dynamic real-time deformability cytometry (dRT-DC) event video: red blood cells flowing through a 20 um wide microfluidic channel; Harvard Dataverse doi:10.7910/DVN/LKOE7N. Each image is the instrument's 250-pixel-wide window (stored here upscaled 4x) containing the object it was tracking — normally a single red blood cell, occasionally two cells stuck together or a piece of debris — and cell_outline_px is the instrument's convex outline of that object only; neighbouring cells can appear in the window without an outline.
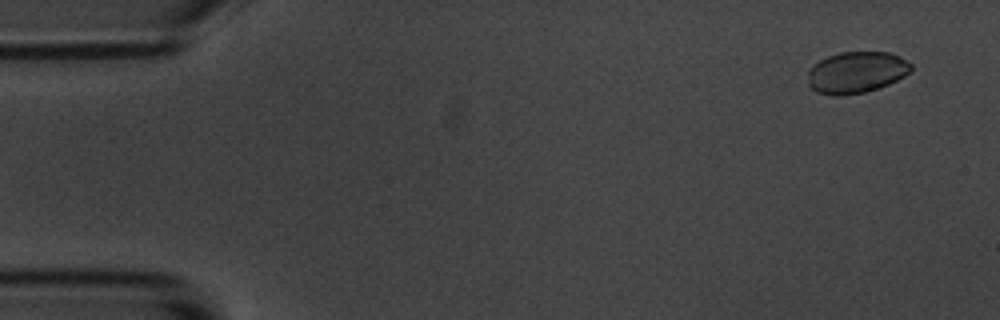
{"species": "common noctule bat (a hibernating species)", "species_latin": "Nyctalus noctula", "temperature_condition": "room temperature", "stored_images_in_passage": 4, "camera_frame_rate_fps": 3000, "um_per_image_px": 0.085, "animal": {"sex": "male", "body_mass_g": 20.1, "forearm_length_mm": 53.5}, "frame": {"image": 1, "passage_image": 2, "time_ms": 1.0, "image_size_px": [1000, 320], "cell_outline_px": [[912, 68], [904, 76], [888, 84], [864, 92], [836, 96], [816, 92], [808, 84], [808, 68], [812, 64], [828, 56], [840, 52], [888, 52], [900, 56], [912, 64]], "centroid_in_image_um": [72.76, 6.14], "position_along_channel_um": 12.2, "area_um2": 24.91}}